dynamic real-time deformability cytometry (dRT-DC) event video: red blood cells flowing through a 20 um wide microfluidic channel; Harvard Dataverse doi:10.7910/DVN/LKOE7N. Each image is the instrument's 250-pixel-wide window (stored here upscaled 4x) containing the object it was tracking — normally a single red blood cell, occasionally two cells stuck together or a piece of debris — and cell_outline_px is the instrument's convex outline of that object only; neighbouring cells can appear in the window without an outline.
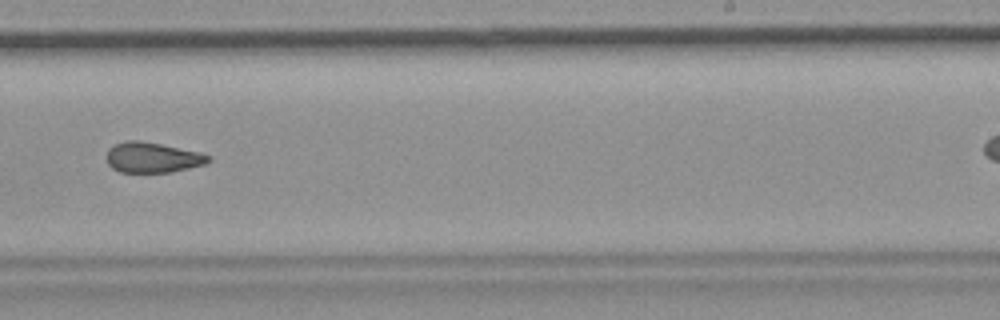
{"species": "common noctule bat (a hibernating species)", "species_latin": "Nyctalus noctula", "temperature_condition": "room temperature", "stored_images_in_passage": 9, "camera_frame_rate_fps": 3000, "um_per_image_px": 0.085, "animal": {"sex": "female", "body_mass_g": 19.9}, "frame": {"image": 1, "passage_image": 8, "time_ms": 2.333, "image_size_px": [1000, 320], "cell_outline_px": [[212, 160], [204, 164], [172, 172], [120, 172], [112, 168], [108, 164], [104, 156], [108, 148], [116, 144], [128, 140], [140, 140], [200, 152], [212, 156]], "centroid_in_image_um": [12.94, 13.38], "position_along_channel_um": 276.1, "area_um2": 18.15}}